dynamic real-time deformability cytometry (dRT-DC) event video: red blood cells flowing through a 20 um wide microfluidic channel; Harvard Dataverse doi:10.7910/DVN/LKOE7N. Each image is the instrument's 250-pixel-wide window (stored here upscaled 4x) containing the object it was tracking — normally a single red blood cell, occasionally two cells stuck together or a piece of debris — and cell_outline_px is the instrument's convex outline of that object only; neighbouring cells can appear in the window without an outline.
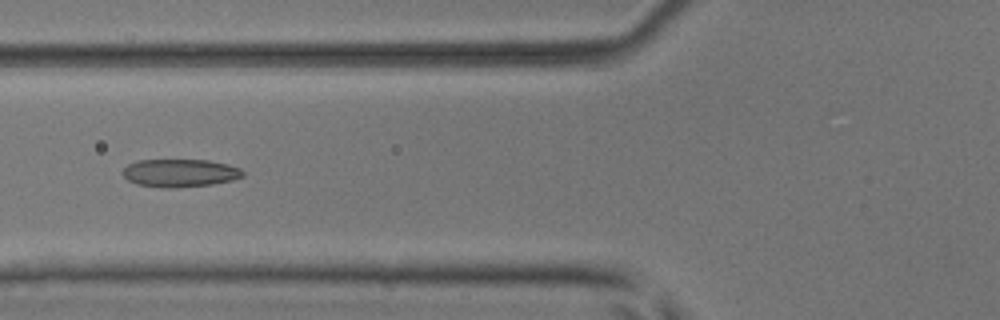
{"species": "common noctule bat (a hibernating species)", "species_latin": "Nyctalus noctula", "temperature_condition": "room temperature", "stored_images_in_passage": 5, "camera_frame_rate_fps": 3000, "um_per_image_px": 0.085, "animal": {"sex": "male", "body_mass_g": 17.9, "forearm_length_mm": 54.2}, "frame": {"image": 1, "passage_image": 5, "time_ms": 1.333, "image_size_px": [1000, 320], "cell_outline_px": [[244, 176], [232, 180], [212, 184], [172, 188], [160, 188], [136, 184], [128, 180], [120, 172], [128, 164], [136, 160], [208, 160], [228, 164], [240, 168], [244, 172]], "centroid_in_image_um": [15.27, 14.7], "position_along_channel_um": 110.5, "area_um2": 19.71}}